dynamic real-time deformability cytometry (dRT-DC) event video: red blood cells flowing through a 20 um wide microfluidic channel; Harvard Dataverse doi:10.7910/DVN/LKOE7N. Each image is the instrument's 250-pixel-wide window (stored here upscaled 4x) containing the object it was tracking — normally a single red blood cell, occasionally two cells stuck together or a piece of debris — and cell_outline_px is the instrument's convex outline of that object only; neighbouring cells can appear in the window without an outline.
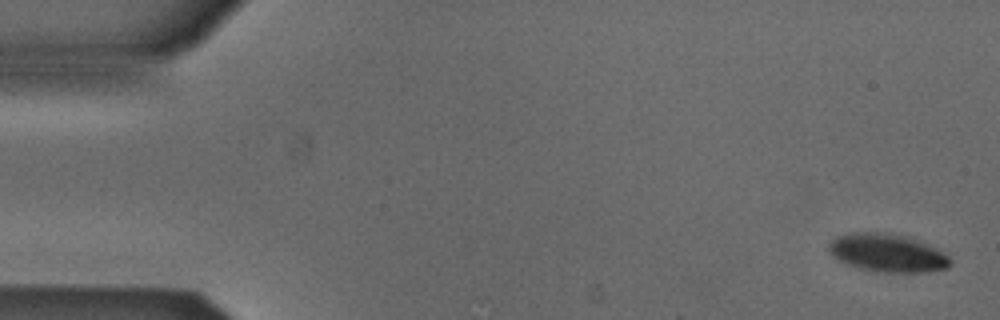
{"species": "Egyptian fruit bat (a non-hibernating species)", "species_latin": "Rousettus aegyptiacus", "temperature_condition": "cold", "stored_images_in_passage": 52, "camera_frame_rate_fps": 3000, "um_per_image_px": 0.085, "animal": {"sex": "male"}, "frame": {"image": 1, "passage_image": 1, "time_ms": 0.0, "image_size_px": [1000, 320], "cell_outline_px": [[952, 264], [948, 268], [928, 272], [880, 272], [860, 268], [836, 260], [828, 252], [828, 244], [836, 236], [852, 232], [880, 232], [912, 236], [944, 252], [952, 260]], "centroid_in_image_um": [75.44, 21.49], "position_along_channel_um": 9.6, "area_um2": 27.46}}
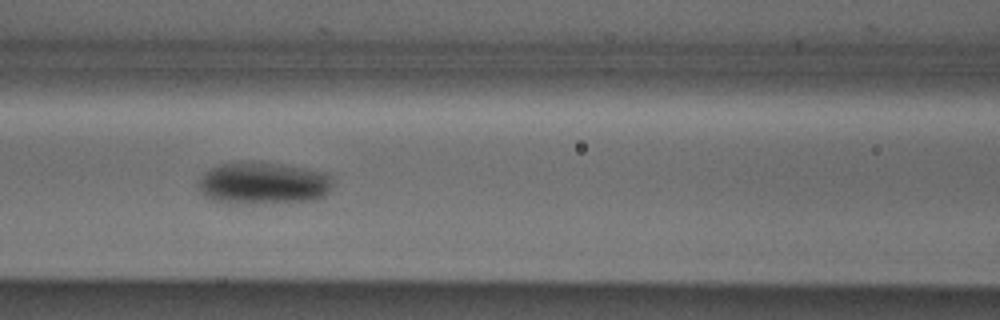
{"frame": {"image": 2, "passage_image": 22, "time_ms": 7.0, "image_size_px": [1000, 320], "cell_outline_px": [[332, 184], [328, 192], [324, 196], [316, 200], [256, 204], [212, 200], [204, 196], [196, 188], [196, 180], [204, 172], [220, 164], [268, 164], [300, 168], [324, 172], [332, 180]], "centroid_in_image_um": [22.32, 15.62], "position_along_channel_um": 144.3, "area_um2": 32.31}}
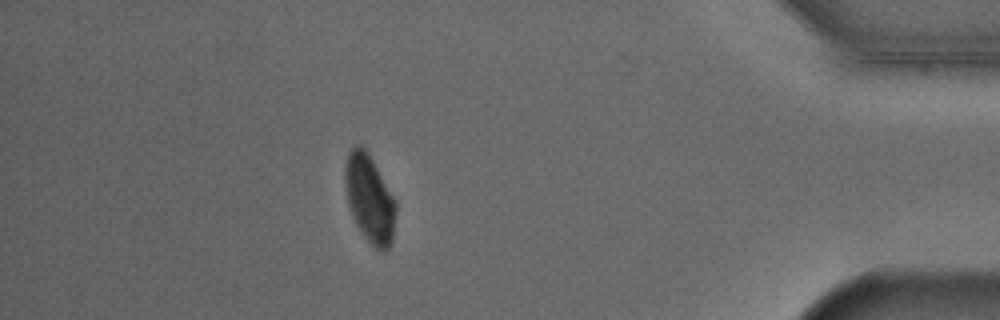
{"frame": {"image": 3, "passage_image": 46, "time_ms": 15.0, "image_size_px": [1000, 320], "cell_outline_px": [[396, 212], [392, 240], [388, 248], [380, 252], [364, 236], [356, 224], [352, 216], [348, 204], [344, 176], [344, 168], [348, 152], [356, 144], [360, 144], [368, 152], [396, 200]], "centroid_in_image_um": [31.41, 16.86], "position_along_channel_um": 403.8, "area_um2": 25.95}, "authors_computed_cell_mechanics": {"area_um2": 28.4376, "velocity_mm_per_s": 3.8556, "shape_relaxation_time_tau1_ms": 3.7111, "shape_relaxation_time_tau2_ms": null, "deformation_change_tau1": 0.0957, "deformation_change_tau2": null}}